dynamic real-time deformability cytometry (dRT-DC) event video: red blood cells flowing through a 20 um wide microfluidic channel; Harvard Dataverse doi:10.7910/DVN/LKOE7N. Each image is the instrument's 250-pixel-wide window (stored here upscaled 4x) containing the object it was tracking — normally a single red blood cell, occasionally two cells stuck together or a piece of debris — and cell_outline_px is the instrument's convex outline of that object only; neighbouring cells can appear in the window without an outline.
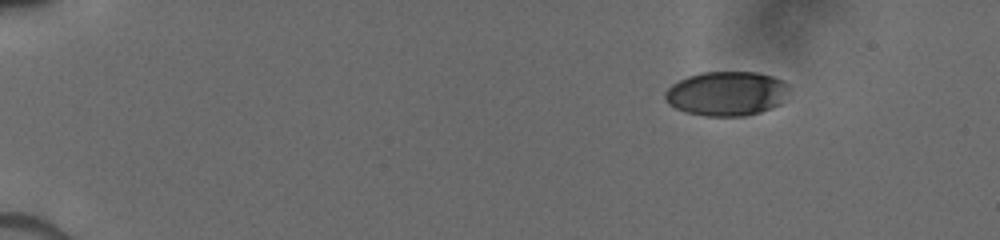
{"species": "human", "species_latin": "Homo sapiens", "temperature_condition": "cold", "stored_images_in_passage": 61, "camera_frame_rate_fps": 3000, "um_per_image_px": 0.085, "donor": {"sex": "male"}, "frame": {"image": 1, "passage_image": 1, "time_ms": 0.0, "image_size_px": [1000, 240], "cell_outline_px": [[784, 88], [780, 104], [760, 112], [744, 116], [704, 116], [684, 112], [668, 104], [664, 96], [664, 92], [672, 84], [688, 76], [700, 72], [756, 72], [772, 76], [780, 80], [784, 84]], "centroid_in_image_um": [61.65, 7.96], "position_along_channel_um": 23.3, "area_um2": 31.62}}
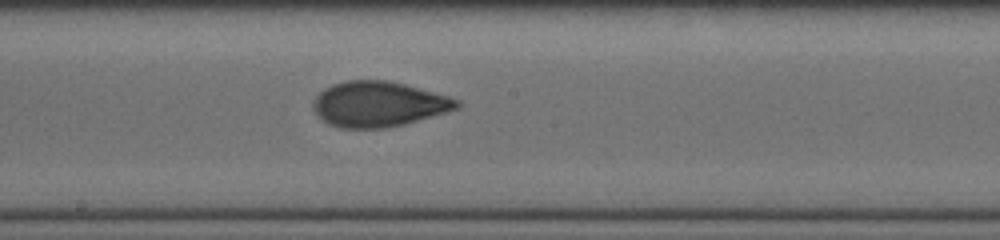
{"frame": {"image": 2, "passage_image": 33, "time_ms": 7.667, "image_size_px": [1000, 240], "cell_outline_px": [[464, 104], [460, 108], [404, 124], [384, 128], [340, 128], [328, 124], [312, 108], [312, 100], [324, 88], [332, 84], [344, 80], [388, 80], [404, 84], [448, 96], [460, 100]], "centroid_in_image_um": [32.18, 8.84], "position_along_channel_um": 216.0, "area_um2": 38.03}}
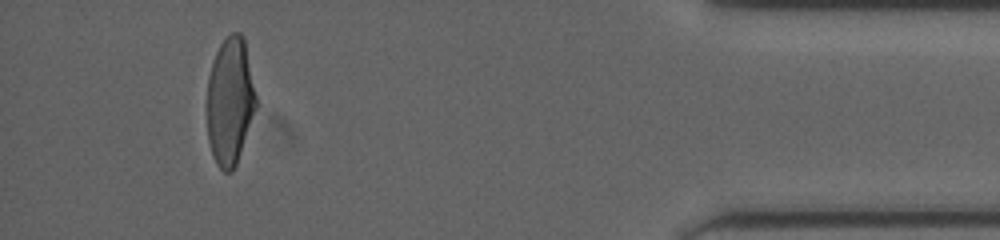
{"frame": {"image": 3, "passage_image": 57, "time_ms": 13.667, "image_size_px": [1000, 240], "cell_outline_px": [[256, 108], [236, 164], [232, 172], [224, 172], [216, 164], [212, 156], [208, 140], [208, 76], [212, 60], [220, 44], [232, 32], [240, 32], [244, 36], [256, 96]], "centroid_in_image_um": [19.55, 8.59], "position_along_channel_um": 415.7, "area_um2": 36.24}}